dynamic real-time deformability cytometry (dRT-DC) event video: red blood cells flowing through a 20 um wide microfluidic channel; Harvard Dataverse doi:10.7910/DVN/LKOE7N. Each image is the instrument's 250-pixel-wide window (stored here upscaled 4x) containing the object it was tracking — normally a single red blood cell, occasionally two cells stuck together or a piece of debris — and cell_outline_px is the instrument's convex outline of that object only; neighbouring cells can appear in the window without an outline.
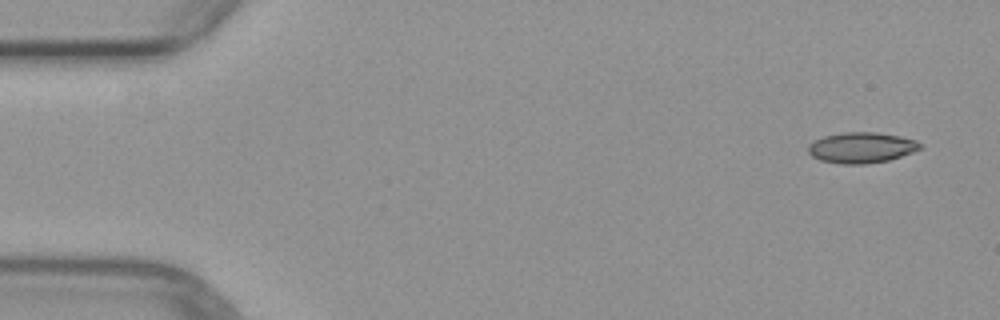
{"species": "common noctule bat (a hibernating species)", "species_latin": "Nyctalus noctula", "temperature_condition": "warm", "stored_images_in_passage": 4, "camera_frame_rate_fps": 3000, "um_per_image_px": 0.085, "animal": {"sex": "female", "body_mass_g": 29.2, "forearm_length_mm": 56.3}, "frame": {"image": 1, "passage_image": 1, "time_ms": 0.0, "image_size_px": [1000, 320], "cell_outline_px": [[924, 148], [888, 160], [864, 164], [840, 164], [820, 160], [812, 156], [808, 152], [808, 144], [824, 136], [840, 132], [876, 132], [900, 136], [916, 140]], "centroid_in_image_um": [73.21, 12.54], "position_along_channel_um": 11.8, "area_um2": 20.06}}
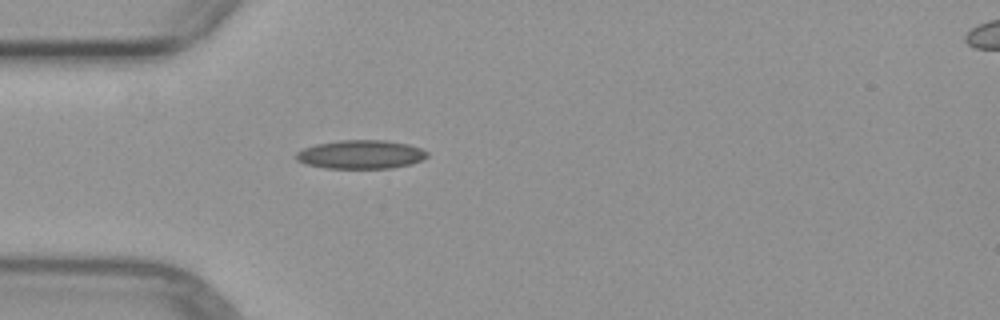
{"frame": {"image": 2, "passage_image": 4, "time_ms": 4.0, "image_size_px": [1000, 320], "cell_outline_px": [[428, 156], [420, 160], [408, 164], [392, 168], [324, 168], [304, 164], [296, 160], [296, 152], [304, 148], [316, 144], [340, 140], [384, 140], [408, 144], [420, 148], [428, 152]], "centroid_in_image_um": [30.63, 13.13], "position_along_channel_um": 54.4, "area_um2": 21.85}}